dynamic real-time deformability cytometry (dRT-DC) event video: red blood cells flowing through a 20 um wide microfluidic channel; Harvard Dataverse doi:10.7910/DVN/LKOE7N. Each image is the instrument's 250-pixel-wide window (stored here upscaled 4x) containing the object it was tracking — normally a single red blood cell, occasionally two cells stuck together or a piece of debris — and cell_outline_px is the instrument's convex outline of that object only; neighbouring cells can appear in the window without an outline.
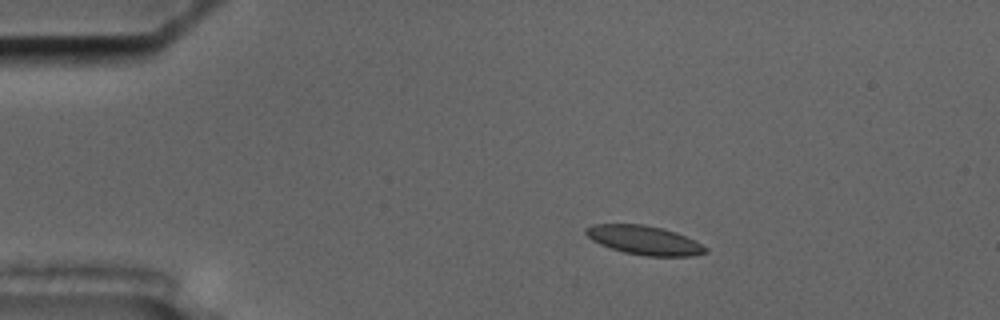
{"species": "common noctule bat (a hibernating species)", "species_latin": "Nyctalus noctula", "temperature_condition": "cold", "stored_images_in_passage": 6, "camera_frame_rate_fps": 3000, "um_per_image_px": 0.085, "animal": {"sex": "male", "body_mass_g": 17.5, "forearm_length_mm": 52.3}, "frame": {"image": 1, "passage_image": 2, "time_ms": 1.0, "image_size_px": [1000, 320], "cell_outline_px": [[708, 252], [692, 256], [644, 256], [624, 252], [600, 244], [592, 240], [584, 232], [584, 228], [592, 224], [644, 224], [664, 228], [676, 232], [708, 248]], "centroid_in_image_um": [54.74, 20.41], "position_along_channel_um": 30.3, "area_um2": 20.17}}